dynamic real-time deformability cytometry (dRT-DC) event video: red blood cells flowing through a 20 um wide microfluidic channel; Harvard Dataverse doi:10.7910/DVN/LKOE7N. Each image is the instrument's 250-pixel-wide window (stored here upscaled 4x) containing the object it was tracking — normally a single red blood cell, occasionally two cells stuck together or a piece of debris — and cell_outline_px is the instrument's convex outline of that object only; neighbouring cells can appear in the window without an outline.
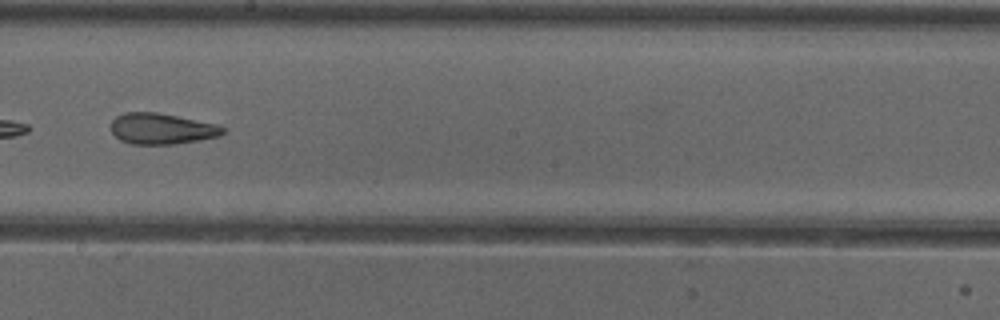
{"species": "common noctule bat (a hibernating species)", "species_latin": "Nyctalus noctula", "temperature_condition": "cold", "stored_images_in_passage": 50, "camera_frame_rate_fps": 3000, "um_per_image_px": 0.085, "animal": {"sex": "female"}, "frame": {"image": 1, "passage_image": 29, "time_ms": 9.333, "image_size_px": [1000, 320], "cell_outline_px": [[228, 132], [220, 136], [200, 140], [172, 144], [132, 144], [120, 140], [112, 132], [112, 120], [116, 116], [124, 112], [156, 112], [216, 124], [224, 128]], "centroid_in_image_um": [13.76, 10.94], "position_along_channel_um": 234.4, "area_um2": 20.11}}